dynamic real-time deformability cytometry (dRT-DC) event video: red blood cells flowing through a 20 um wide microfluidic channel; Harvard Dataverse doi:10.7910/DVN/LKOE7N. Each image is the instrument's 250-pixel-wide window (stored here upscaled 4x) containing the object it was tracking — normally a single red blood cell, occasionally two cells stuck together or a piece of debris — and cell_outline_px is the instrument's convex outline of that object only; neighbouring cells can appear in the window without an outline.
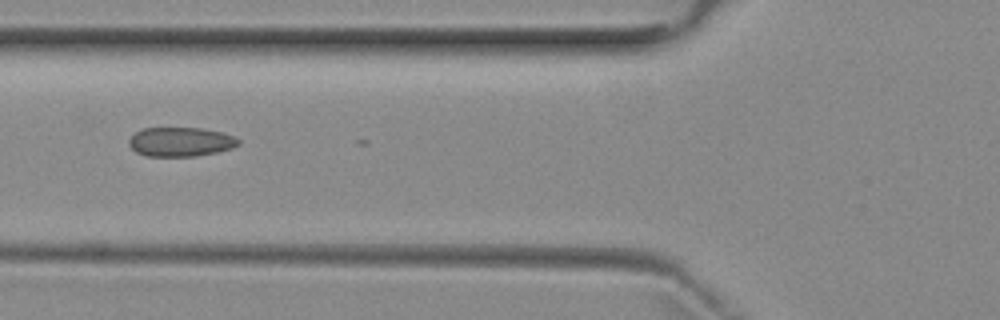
{"species": "common noctule bat (a hibernating species)", "species_latin": "Nyctalus noctula", "temperature_condition": "room temperature", "stored_images_in_passage": 5, "camera_frame_rate_fps": 3000, "um_per_image_px": 0.085, "animal": {"sex": "female", "body_mass_g": 29.2, "forearm_length_mm": 56.3}, "frame": {"image": 1, "passage_image": 5, "time_ms": 4.667, "image_size_px": [1000, 320], "cell_outline_px": [[240, 144], [232, 148], [216, 152], [196, 156], [148, 156], [136, 152], [128, 144], [128, 140], [136, 132], [144, 128], [204, 128], [224, 132], [240, 140]], "centroid_in_image_um": [15.37, 12.05], "position_along_channel_um": 110.4, "area_um2": 18.67}}